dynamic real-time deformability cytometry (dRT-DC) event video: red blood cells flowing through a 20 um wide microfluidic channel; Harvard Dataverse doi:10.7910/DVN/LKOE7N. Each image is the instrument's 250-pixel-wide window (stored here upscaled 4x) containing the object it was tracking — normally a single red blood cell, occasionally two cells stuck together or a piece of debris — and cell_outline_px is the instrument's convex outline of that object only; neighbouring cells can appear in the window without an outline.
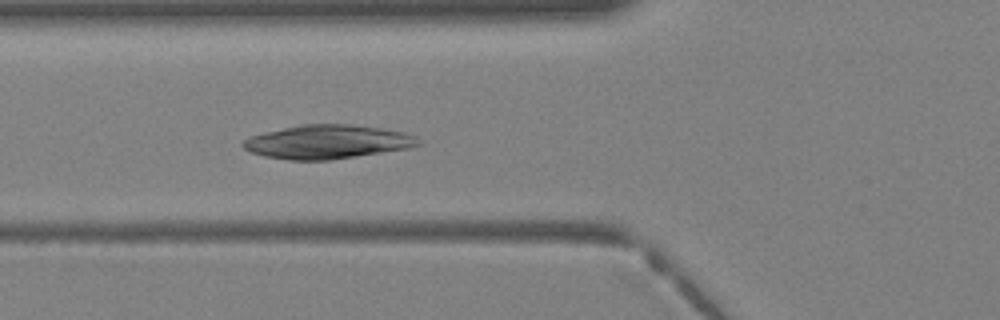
{"species": "Egyptian fruit bat (a non-hibernating species)", "species_latin": "Rousettus aegyptiacus", "temperature_condition": "warm", "stored_images_in_passage": 32, "camera_frame_rate_fps": 3000, "um_per_image_px": 0.085, "animal": {"sex": "female"}, "frame": {"image": 1, "passage_image": 7, "time_ms": 2.0, "image_size_px": [1000, 320], "cell_outline_px": [[420, 144], [408, 148], [328, 160], [288, 160], [264, 156], [252, 152], [244, 148], [240, 144], [244, 140], [252, 136], [264, 132], [304, 124], [352, 124], [380, 128], [404, 132], [416, 136]], "centroid_in_image_um": [27.81, 12.05], "position_along_channel_um": 98.0, "area_um2": 34.16}}
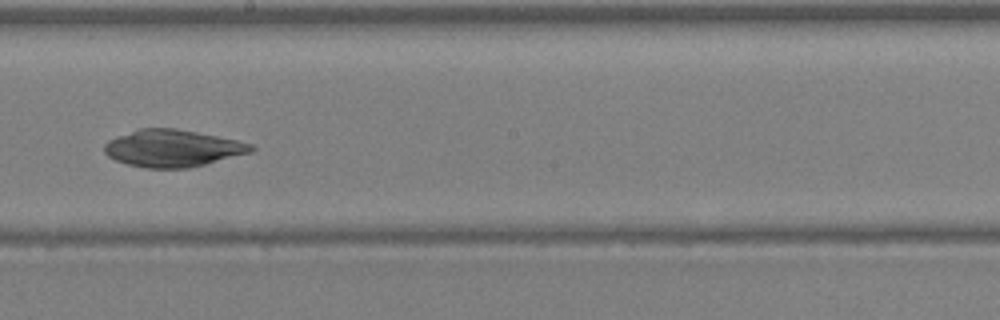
{"frame": {"image": 2, "passage_image": 15, "time_ms": 4.667, "image_size_px": [1000, 320], "cell_outline_px": [[256, 148], [252, 152], [188, 168], [144, 168], [128, 164], [116, 160], [108, 156], [104, 152], [104, 144], [108, 140], [116, 136], [140, 128], [176, 128], [236, 140], [252, 144]], "centroid_in_image_um": [14.64, 12.6], "position_along_channel_um": 233.6, "area_um2": 31.56}}
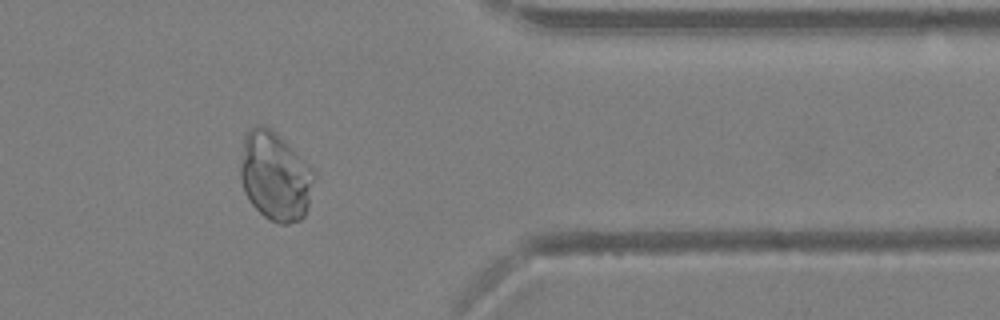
{"frame": {"image": 3, "passage_image": 25, "time_ms": 8.0, "image_size_px": [1000, 320], "cell_outline_px": [[316, 176], [308, 204], [304, 216], [300, 220], [288, 224], [280, 224], [268, 220], [248, 200], [244, 192], [240, 180], [240, 164], [244, 136], [256, 124], [264, 124], [276, 132], [312, 168]], "centroid_in_image_um": [23.37, 14.98], "position_along_channel_um": 388.0, "area_um2": 38.32}}